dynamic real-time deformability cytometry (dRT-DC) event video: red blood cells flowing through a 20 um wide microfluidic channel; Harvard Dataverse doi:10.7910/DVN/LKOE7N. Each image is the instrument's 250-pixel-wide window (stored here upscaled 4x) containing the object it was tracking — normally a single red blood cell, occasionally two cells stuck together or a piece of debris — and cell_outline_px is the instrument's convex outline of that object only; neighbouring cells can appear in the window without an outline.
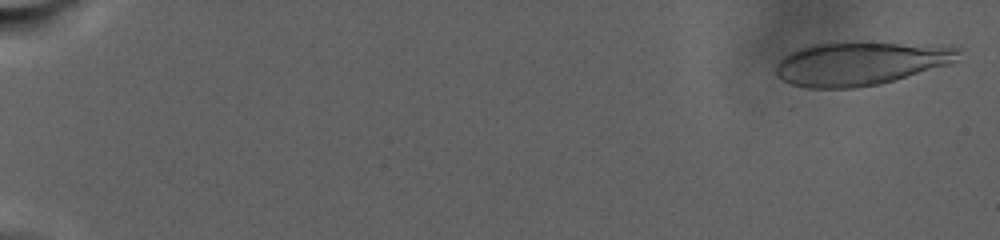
{"species": "human", "species_latin": "Homo sapiens", "temperature_condition": "warm", "stored_images_in_passage": 17, "camera_frame_rate_fps": 3000, "um_per_image_px": 0.085, "donor": {"sex": "male"}, "frame": {"image": 1, "passage_image": 1, "time_ms": 0.0, "image_size_px": [1000, 240], "cell_outline_px": [[964, 48], [956, 60], [952, 64], [892, 80], [876, 84], [852, 88], [808, 88], [792, 84], [784, 80], [776, 72], [776, 64], [784, 56], [800, 48], [812, 44], [832, 40], [856, 40], [960, 44]], "centroid_in_image_um": [73.29, 5.3], "position_along_channel_um": 11.7, "area_um2": 48.21}}
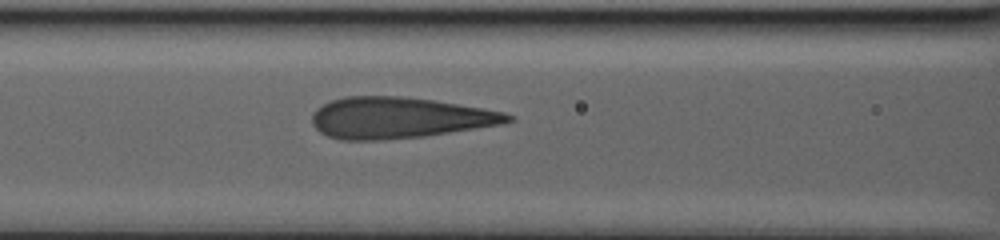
{"frame": {"image": 2, "passage_image": 15, "time_ms": 14.333, "image_size_px": [1000, 240], "cell_outline_px": [[516, 120], [504, 124], [424, 136], [384, 140], [340, 140], [328, 136], [320, 132], [312, 124], [312, 112], [316, 108], [332, 100], [344, 96], [400, 96], [432, 100], [484, 108], [504, 112], [512, 116]], "centroid_in_image_um": [33.92, 10.01], "position_along_channel_um": 132.7, "area_um2": 47.05}}
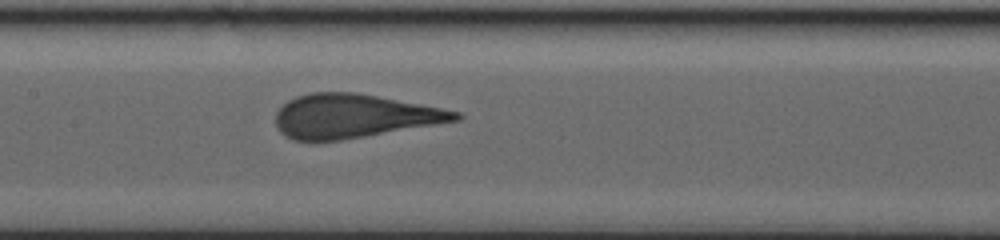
{"frame": {"image": 3, "passage_image": 17, "time_ms": 16.333, "image_size_px": [1000, 240], "cell_outline_px": [[464, 116], [460, 120], [340, 140], [292, 140], [284, 136], [276, 128], [276, 112], [288, 100], [296, 96], [312, 92], [356, 92], [440, 108], [460, 112]], "centroid_in_image_um": [30.03, 9.86], "position_along_channel_um": 177.4, "area_um2": 45.43}}